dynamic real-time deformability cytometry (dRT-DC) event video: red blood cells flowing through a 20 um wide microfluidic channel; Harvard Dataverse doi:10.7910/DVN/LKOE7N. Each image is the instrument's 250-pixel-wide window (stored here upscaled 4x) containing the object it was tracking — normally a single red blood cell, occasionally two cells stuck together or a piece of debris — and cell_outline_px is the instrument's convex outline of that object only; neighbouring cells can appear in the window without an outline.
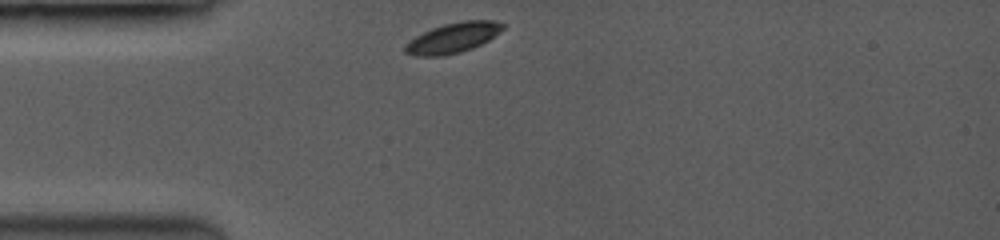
{"species": "common noctule bat (a hibernating species)", "species_latin": "Nyctalus noctula", "temperature_condition": "room temperature", "stored_images_in_passage": 36, "camera_frame_rate_fps": 3500, "um_per_image_px": 0.085, "animal": {"sex": "female", "body_mass_g": 19.0, "forearm_length_mm": 53.3}, "frame": {"image": 1, "passage_image": 1, "time_ms": 0.0, "image_size_px": [1000, 240], "cell_outline_px": [[504, 28], [500, 32], [488, 40], [472, 48], [460, 52], [440, 56], [412, 56], [404, 52], [404, 48], [416, 36], [432, 28], [444, 24], [464, 20], [496, 20], [504, 24]], "centroid_in_image_um": [38.53, 3.21], "position_along_channel_um": 46.5, "area_um2": 16.99}}
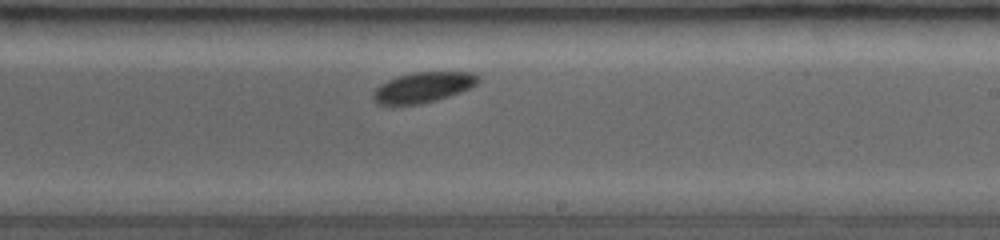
{"frame": {"image": 2, "passage_image": 21, "time_ms": 5.714, "image_size_px": [1000, 240], "cell_outline_px": [[480, 80], [476, 84], [468, 88], [420, 104], [380, 104], [376, 100], [376, 88], [380, 84], [396, 76], [412, 72], [472, 72], [480, 76]], "centroid_in_image_um": [35.99, 7.38], "position_along_channel_um": 253.0, "area_um2": 17.86}}
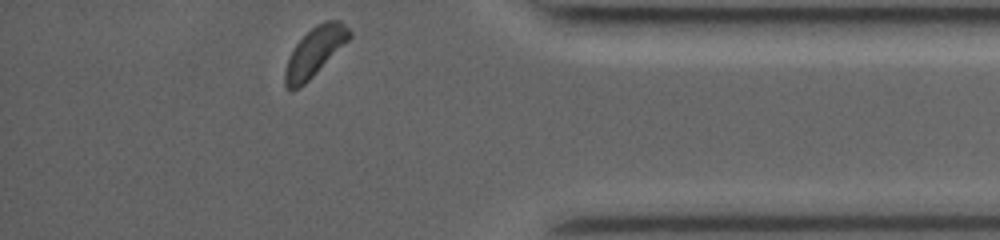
{"frame": {"image": 3, "passage_image": 36, "time_ms": 10.0, "image_size_px": [1000, 240], "cell_outline_px": [[352, 36], [300, 88], [292, 92], [284, 88], [284, 72], [288, 60], [296, 44], [312, 28], [328, 20], [340, 20], [352, 32]], "centroid_in_image_um": [26.72, 4.44], "position_along_channel_um": 408.5, "area_um2": 17.86}, "authors_computed_cell_mechanics": {"area_um2": 17.5712, "velocity_mm_per_s": 3.9071, "shape_relaxation_time_tau1_ms": null, "shape_relaxation_time_tau2_ms": 6.6658, "deformation_change_tau1": null, "deformation_change_tau2": 0.0666}}